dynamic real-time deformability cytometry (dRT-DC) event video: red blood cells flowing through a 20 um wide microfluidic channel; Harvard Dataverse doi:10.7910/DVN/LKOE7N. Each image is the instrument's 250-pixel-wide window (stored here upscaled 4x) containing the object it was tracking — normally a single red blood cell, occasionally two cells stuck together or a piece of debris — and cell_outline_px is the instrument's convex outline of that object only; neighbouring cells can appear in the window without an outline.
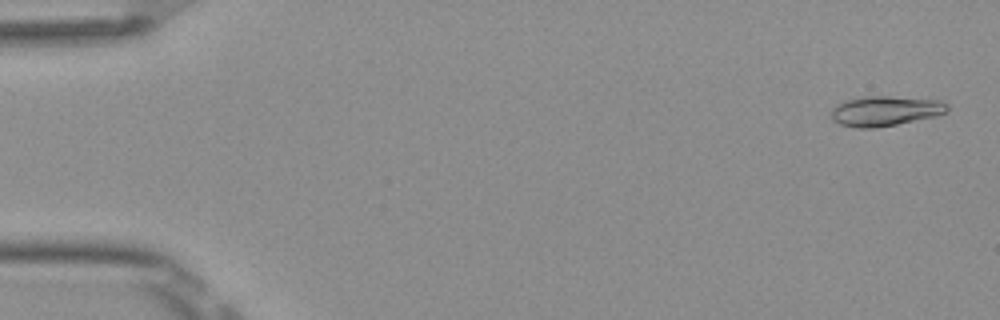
{"species": "Egyptian fruit bat (a non-hibernating species)", "species_latin": "Rousettus aegyptiacus", "temperature_condition": "room temperature", "stored_images_in_passage": 52, "camera_frame_rate_fps": 3000, "um_per_image_px": 0.085, "frame": {"image": 1, "passage_image": 2, "time_ms": 0.333, "image_size_px": [1000, 320], "cell_outline_px": [[948, 112], [936, 116], [876, 128], [856, 128], [840, 124], [832, 120], [832, 108], [836, 104], [848, 100], [868, 96], [888, 96], [940, 100], [948, 104]], "centroid_in_image_um": [75.26, 9.43], "position_along_channel_um": 9.7, "area_um2": 20.23}}
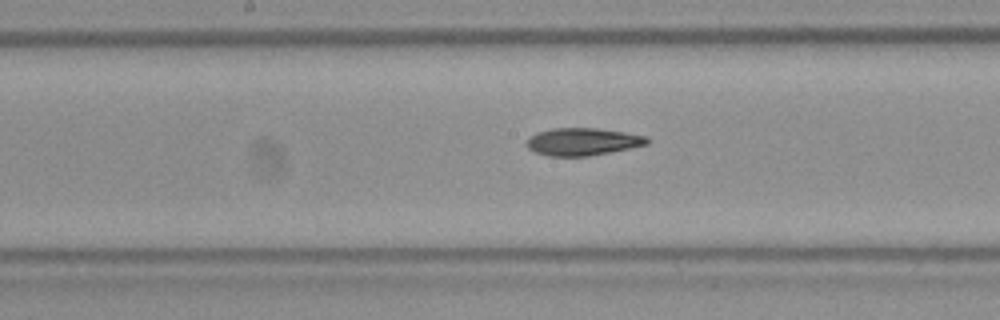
{"frame": {"image": 2, "passage_image": 27, "time_ms": 8.667, "image_size_px": [1000, 320], "cell_outline_px": [[648, 144], [588, 156], [548, 156], [536, 152], [528, 148], [524, 144], [536, 132], [552, 128], [596, 128], [624, 132], [648, 136]], "centroid_in_image_um": [49.5, 12.03], "position_along_channel_um": 198.7, "area_um2": 19.13}}
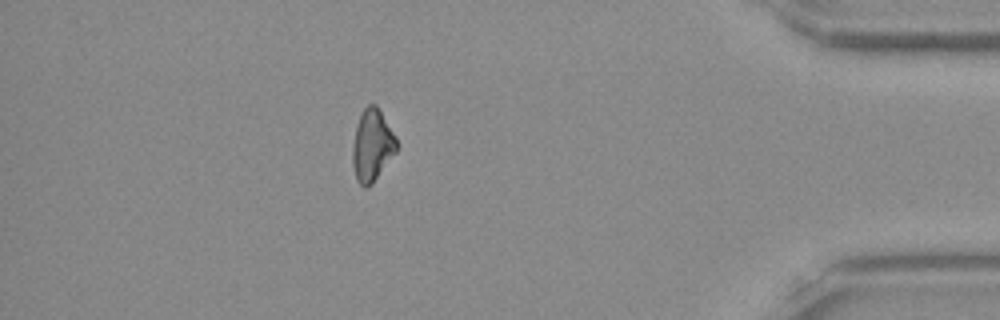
{"frame": {"image": 3, "passage_image": 46, "time_ms": 15.0, "image_size_px": [1000, 320], "cell_outline_px": [[396, 152], [372, 184], [368, 188], [364, 188], [356, 180], [352, 164], [352, 148], [356, 128], [360, 116], [364, 108], [368, 104], [376, 104], [396, 136]], "centroid_in_image_um": [31.62, 12.38], "position_along_channel_um": 403.6, "area_um2": 18.38}, "authors_computed_cell_mechanics": {"area_um2": 19.1029, "velocity_mm_per_s": 3.9096, "shape_relaxation_time_tau1_ms": 9.3835, "shape_relaxation_time_tau2_ms": null, "deformation_change_tau1": 0.1996, "deformation_change_tau2": null}}